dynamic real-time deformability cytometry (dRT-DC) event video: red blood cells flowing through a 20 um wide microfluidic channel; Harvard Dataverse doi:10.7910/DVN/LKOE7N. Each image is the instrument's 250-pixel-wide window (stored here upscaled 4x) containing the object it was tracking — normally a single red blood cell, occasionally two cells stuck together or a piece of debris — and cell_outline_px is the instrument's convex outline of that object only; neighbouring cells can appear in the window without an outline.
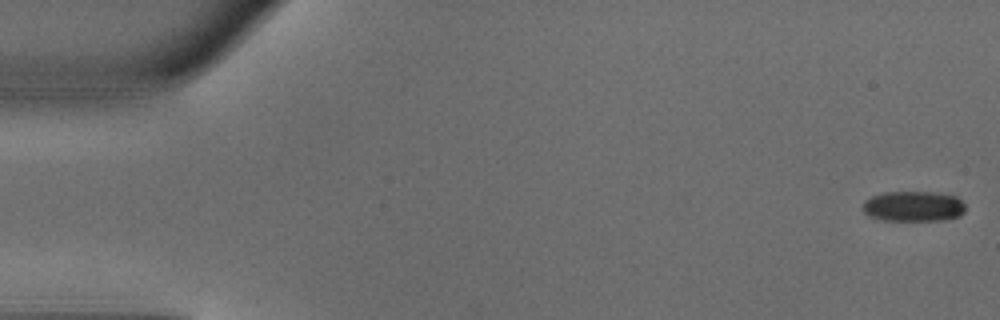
{"species": "common noctule bat (a hibernating species)", "species_latin": "Nyctalus noctula", "temperature_condition": "warm", "stored_images_in_passage": 48, "camera_frame_rate_fps": 3000, "um_per_image_px": 0.085, "animal": {"sex": "male", "body_mass_g": 18.8}, "frame": {"image": 1, "passage_image": 1, "time_ms": 0.0, "image_size_px": [1000, 320], "cell_outline_px": [[964, 212], [960, 216], [948, 220], [884, 220], [868, 216], [864, 212], [864, 200], [872, 196], [884, 192], [932, 192], [956, 196], [964, 204]], "centroid_in_image_um": [77.65, 17.54], "position_along_channel_um": 7.4, "area_um2": 18.15}}
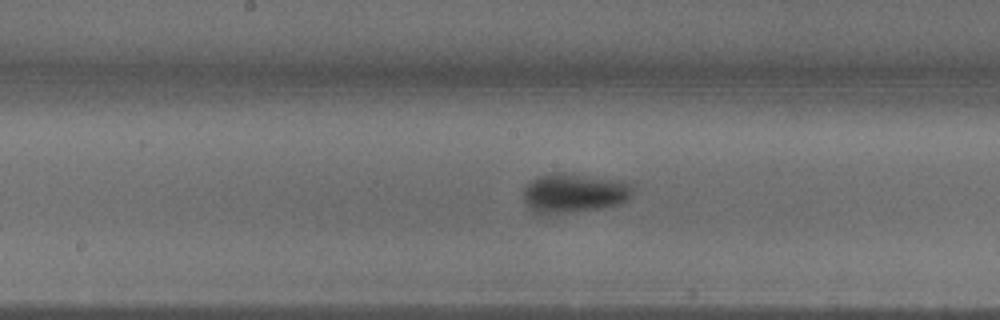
{"frame": {"image": 2, "passage_image": 25, "time_ms": 8.0, "image_size_px": [1000, 320], "cell_outline_px": [[632, 192], [628, 200], [620, 204], [600, 208], [548, 216], [544, 216], [532, 212], [528, 208], [524, 200], [524, 188], [532, 180], [540, 176], [556, 172], [564, 172], [620, 180], [632, 184]], "centroid_in_image_um": [48.76, 16.43], "position_along_channel_um": 199.4, "area_um2": 25.55}}
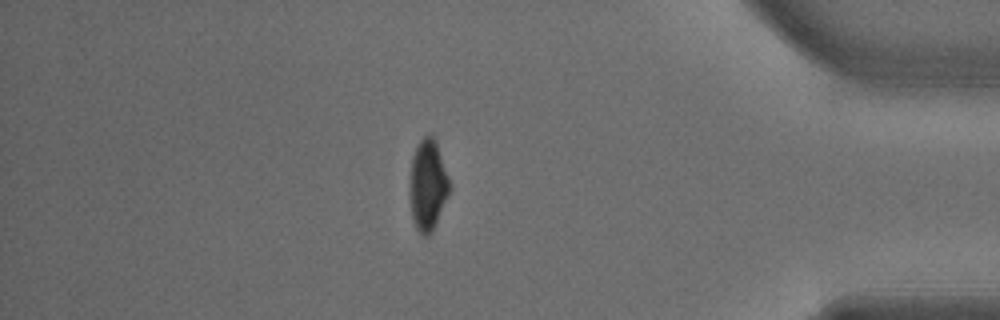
{"frame": {"image": 3, "passage_image": 42, "time_ms": 13.667, "image_size_px": [1000, 320], "cell_outline_px": [[452, 184], [432, 232], [428, 236], [420, 236], [416, 228], [412, 216], [408, 192], [412, 156], [420, 140], [424, 136], [432, 132], [436, 140]], "centroid_in_image_um": [36.36, 15.7], "position_along_channel_um": 398.8, "area_um2": 21.5}}